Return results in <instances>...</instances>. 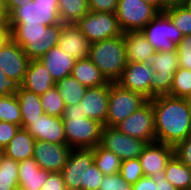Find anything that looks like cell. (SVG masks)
I'll return each mask as SVG.
<instances>
[{"mask_svg":"<svg viewBox=\"0 0 191 190\" xmlns=\"http://www.w3.org/2000/svg\"><path fill=\"white\" fill-rule=\"evenodd\" d=\"M150 101L157 142L174 147L191 134V109L186 98L163 95Z\"/></svg>","mask_w":191,"mask_h":190,"instance_id":"cell-1","label":"cell"},{"mask_svg":"<svg viewBox=\"0 0 191 190\" xmlns=\"http://www.w3.org/2000/svg\"><path fill=\"white\" fill-rule=\"evenodd\" d=\"M66 190H98L103 173L94 163L93 149H72L61 170Z\"/></svg>","mask_w":191,"mask_h":190,"instance_id":"cell-2","label":"cell"},{"mask_svg":"<svg viewBox=\"0 0 191 190\" xmlns=\"http://www.w3.org/2000/svg\"><path fill=\"white\" fill-rule=\"evenodd\" d=\"M62 120L66 144L72 149H92L99 145L104 125L87 118L79 104L65 107Z\"/></svg>","mask_w":191,"mask_h":190,"instance_id":"cell-3","label":"cell"},{"mask_svg":"<svg viewBox=\"0 0 191 190\" xmlns=\"http://www.w3.org/2000/svg\"><path fill=\"white\" fill-rule=\"evenodd\" d=\"M88 58L109 82H116L127 64L124 36L91 43Z\"/></svg>","mask_w":191,"mask_h":190,"instance_id":"cell-4","label":"cell"},{"mask_svg":"<svg viewBox=\"0 0 191 190\" xmlns=\"http://www.w3.org/2000/svg\"><path fill=\"white\" fill-rule=\"evenodd\" d=\"M148 101L142 94L110 82L106 126L115 127Z\"/></svg>","mask_w":191,"mask_h":190,"instance_id":"cell-5","label":"cell"},{"mask_svg":"<svg viewBox=\"0 0 191 190\" xmlns=\"http://www.w3.org/2000/svg\"><path fill=\"white\" fill-rule=\"evenodd\" d=\"M147 63L155 71L150 81V99L169 95L175 71L179 68L178 51H156Z\"/></svg>","mask_w":191,"mask_h":190,"instance_id":"cell-6","label":"cell"},{"mask_svg":"<svg viewBox=\"0 0 191 190\" xmlns=\"http://www.w3.org/2000/svg\"><path fill=\"white\" fill-rule=\"evenodd\" d=\"M8 21L9 24H59L58 0H33L25 3L8 16Z\"/></svg>","mask_w":191,"mask_h":190,"instance_id":"cell-7","label":"cell"},{"mask_svg":"<svg viewBox=\"0 0 191 190\" xmlns=\"http://www.w3.org/2000/svg\"><path fill=\"white\" fill-rule=\"evenodd\" d=\"M140 32L155 51L159 52L177 51V44L183 38L179 29L164 12H159Z\"/></svg>","mask_w":191,"mask_h":190,"instance_id":"cell-8","label":"cell"},{"mask_svg":"<svg viewBox=\"0 0 191 190\" xmlns=\"http://www.w3.org/2000/svg\"><path fill=\"white\" fill-rule=\"evenodd\" d=\"M159 11L142 0H118L115 12L123 32L141 31Z\"/></svg>","mask_w":191,"mask_h":190,"instance_id":"cell-9","label":"cell"},{"mask_svg":"<svg viewBox=\"0 0 191 190\" xmlns=\"http://www.w3.org/2000/svg\"><path fill=\"white\" fill-rule=\"evenodd\" d=\"M75 25L90 43L123 35L115 13L89 11Z\"/></svg>","mask_w":191,"mask_h":190,"instance_id":"cell-10","label":"cell"},{"mask_svg":"<svg viewBox=\"0 0 191 190\" xmlns=\"http://www.w3.org/2000/svg\"><path fill=\"white\" fill-rule=\"evenodd\" d=\"M148 143L120 132L116 127L103 126L99 146L115 153L122 161L138 158Z\"/></svg>","mask_w":191,"mask_h":190,"instance_id":"cell-11","label":"cell"},{"mask_svg":"<svg viewBox=\"0 0 191 190\" xmlns=\"http://www.w3.org/2000/svg\"><path fill=\"white\" fill-rule=\"evenodd\" d=\"M120 132L147 143L156 142L154 111L148 100L127 119L115 126Z\"/></svg>","mask_w":191,"mask_h":190,"instance_id":"cell-12","label":"cell"},{"mask_svg":"<svg viewBox=\"0 0 191 190\" xmlns=\"http://www.w3.org/2000/svg\"><path fill=\"white\" fill-rule=\"evenodd\" d=\"M21 128L30 133L35 140L66 144L64 124L60 117L44 114L36 120H22Z\"/></svg>","mask_w":191,"mask_h":190,"instance_id":"cell-13","label":"cell"},{"mask_svg":"<svg viewBox=\"0 0 191 190\" xmlns=\"http://www.w3.org/2000/svg\"><path fill=\"white\" fill-rule=\"evenodd\" d=\"M72 148L67 144H56L36 140L33 158L43 170L61 172L68 160Z\"/></svg>","mask_w":191,"mask_h":190,"instance_id":"cell-14","label":"cell"},{"mask_svg":"<svg viewBox=\"0 0 191 190\" xmlns=\"http://www.w3.org/2000/svg\"><path fill=\"white\" fill-rule=\"evenodd\" d=\"M154 73L152 66L147 62L127 63L116 83L125 89L138 92L150 100V81Z\"/></svg>","mask_w":191,"mask_h":190,"instance_id":"cell-15","label":"cell"},{"mask_svg":"<svg viewBox=\"0 0 191 190\" xmlns=\"http://www.w3.org/2000/svg\"><path fill=\"white\" fill-rule=\"evenodd\" d=\"M30 59L23 49L11 38L0 49V68L8 78H14L20 84L24 80Z\"/></svg>","mask_w":191,"mask_h":190,"instance_id":"cell-16","label":"cell"},{"mask_svg":"<svg viewBox=\"0 0 191 190\" xmlns=\"http://www.w3.org/2000/svg\"><path fill=\"white\" fill-rule=\"evenodd\" d=\"M110 83L99 87L87 88L79 105L87 118L96 120L106 126Z\"/></svg>","mask_w":191,"mask_h":190,"instance_id":"cell-17","label":"cell"},{"mask_svg":"<svg viewBox=\"0 0 191 190\" xmlns=\"http://www.w3.org/2000/svg\"><path fill=\"white\" fill-rule=\"evenodd\" d=\"M174 155V147L161 142L148 143L138 159L140 160L144 176L163 172L167 162Z\"/></svg>","mask_w":191,"mask_h":190,"instance_id":"cell-18","label":"cell"},{"mask_svg":"<svg viewBox=\"0 0 191 190\" xmlns=\"http://www.w3.org/2000/svg\"><path fill=\"white\" fill-rule=\"evenodd\" d=\"M91 43L75 24H63L60 31L58 47L75 60L89 56Z\"/></svg>","mask_w":191,"mask_h":190,"instance_id":"cell-19","label":"cell"},{"mask_svg":"<svg viewBox=\"0 0 191 190\" xmlns=\"http://www.w3.org/2000/svg\"><path fill=\"white\" fill-rule=\"evenodd\" d=\"M62 23L48 26L42 36L27 37V41H15L30 60H39L52 47L58 46Z\"/></svg>","mask_w":191,"mask_h":190,"instance_id":"cell-20","label":"cell"},{"mask_svg":"<svg viewBox=\"0 0 191 190\" xmlns=\"http://www.w3.org/2000/svg\"><path fill=\"white\" fill-rule=\"evenodd\" d=\"M55 85L51 74L39 60L29 61L24 80L20 84L23 89L42 95Z\"/></svg>","mask_w":191,"mask_h":190,"instance_id":"cell-21","label":"cell"},{"mask_svg":"<svg viewBox=\"0 0 191 190\" xmlns=\"http://www.w3.org/2000/svg\"><path fill=\"white\" fill-rule=\"evenodd\" d=\"M39 61L47 68L55 82L71 75L76 60L58 46L52 47Z\"/></svg>","mask_w":191,"mask_h":190,"instance_id":"cell-22","label":"cell"},{"mask_svg":"<svg viewBox=\"0 0 191 190\" xmlns=\"http://www.w3.org/2000/svg\"><path fill=\"white\" fill-rule=\"evenodd\" d=\"M50 173L41 169L33 157L25 159L18 164V188L41 190Z\"/></svg>","mask_w":191,"mask_h":190,"instance_id":"cell-23","label":"cell"},{"mask_svg":"<svg viewBox=\"0 0 191 190\" xmlns=\"http://www.w3.org/2000/svg\"><path fill=\"white\" fill-rule=\"evenodd\" d=\"M127 63H143L156 52L140 31L123 32Z\"/></svg>","mask_w":191,"mask_h":190,"instance_id":"cell-24","label":"cell"},{"mask_svg":"<svg viewBox=\"0 0 191 190\" xmlns=\"http://www.w3.org/2000/svg\"><path fill=\"white\" fill-rule=\"evenodd\" d=\"M35 138L25 129L20 128L8 145L1 151L17 162L33 157Z\"/></svg>","mask_w":191,"mask_h":190,"instance_id":"cell-25","label":"cell"},{"mask_svg":"<svg viewBox=\"0 0 191 190\" xmlns=\"http://www.w3.org/2000/svg\"><path fill=\"white\" fill-rule=\"evenodd\" d=\"M71 76L87 88L110 83L89 58L76 60Z\"/></svg>","mask_w":191,"mask_h":190,"instance_id":"cell-26","label":"cell"},{"mask_svg":"<svg viewBox=\"0 0 191 190\" xmlns=\"http://www.w3.org/2000/svg\"><path fill=\"white\" fill-rule=\"evenodd\" d=\"M165 179L179 190H191L190 167L183 164L175 155L167 162Z\"/></svg>","mask_w":191,"mask_h":190,"instance_id":"cell-27","label":"cell"},{"mask_svg":"<svg viewBox=\"0 0 191 190\" xmlns=\"http://www.w3.org/2000/svg\"><path fill=\"white\" fill-rule=\"evenodd\" d=\"M16 96L19 101L22 120H36L45 114L40 95L23 89L20 86Z\"/></svg>","mask_w":191,"mask_h":190,"instance_id":"cell-28","label":"cell"},{"mask_svg":"<svg viewBox=\"0 0 191 190\" xmlns=\"http://www.w3.org/2000/svg\"><path fill=\"white\" fill-rule=\"evenodd\" d=\"M88 12V0H58L59 19L63 24H75Z\"/></svg>","mask_w":191,"mask_h":190,"instance_id":"cell-29","label":"cell"},{"mask_svg":"<svg viewBox=\"0 0 191 190\" xmlns=\"http://www.w3.org/2000/svg\"><path fill=\"white\" fill-rule=\"evenodd\" d=\"M55 86L63 99L65 107L79 104L87 89L71 75L56 82Z\"/></svg>","mask_w":191,"mask_h":190,"instance_id":"cell-30","label":"cell"},{"mask_svg":"<svg viewBox=\"0 0 191 190\" xmlns=\"http://www.w3.org/2000/svg\"><path fill=\"white\" fill-rule=\"evenodd\" d=\"M93 149L94 163L103 175L120 173L122 160L112 151L97 145Z\"/></svg>","mask_w":191,"mask_h":190,"instance_id":"cell-31","label":"cell"},{"mask_svg":"<svg viewBox=\"0 0 191 190\" xmlns=\"http://www.w3.org/2000/svg\"><path fill=\"white\" fill-rule=\"evenodd\" d=\"M19 162L0 152V190H15L18 188Z\"/></svg>","mask_w":191,"mask_h":190,"instance_id":"cell-32","label":"cell"},{"mask_svg":"<svg viewBox=\"0 0 191 190\" xmlns=\"http://www.w3.org/2000/svg\"><path fill=\"white\" fill-rule=\"evenodd\" d=\"M0 121L22 126L21 111L16 94L0 97Z\"/></svg>","mask_w":191,"mask_h":190,"instance_id":"cell-33","label":"cell"},{"mask_svg":"<svg viewBox=\"0 0 191 190\" xmlns=\"http://www.w3.org/2000/svg\"><path fill=\"white\" fill-rule=\"evenodd\" d=\"M40 100L45 114L62 118L65 104L56 86L40 95Z\"/></svg>","mask_w":191,"mask_h":190,"instance_id":"cell-34","label":"cell"},{"mask_svg":"<svg viewBox=\"0 0 191 190\" xmlns=\"http://www.w3.org/2000/svg\"><path fill=\"white\" fill-rule=\"evenodd\" d=\"M169 95L180 98H187L191 95V70L179 67L175 71Z\"/></svg>","mask_w":191,"mask_h":190,"instance_id":"cell-35","label":"cell"},{"mask_svg":"<svg viewBox=\"0 0 191 190\" xmlns=\"http://www.w3.org/2000/svg\"><path fill=\"white\" fill-rule=\"evenodd\" d=\"M164 13L175 24L183 36L191 35V12L184 6L171 7Z\"/></svg>","mask_w":191,"mask_h":190,"instance_id":"cell-36","label":"cell"},{"mask_svg":"<svg viewBox=\"0 0 191 190\" xmlns=\"http://www.w3.org/2000/svg\"><path fill=\"white\" fill-rule=\"evenodd\" d=\"M14 41H27V37L42 36L48 26L44 24H9Z\"/></svg>","mask_w":191,"mask_h":190,"instance_id":"cell-37","label":"cell"},{"mask_svg":"<svg viewBox=\"0 0 191 190\" xmlns=\"http://www.w3.org/2000/svg\"><path fill=\"white\" fill-rule=\"evenodd\" d=\"M120 175L128 183L132 185L135 184L144 176L140 160L138 158H133L122 161Z\"/></svg>","mask_w":191,"mask_h":190,"instance_id":"cell-38","label":"cell"},{"mask_svg":"<svg viewBox=\"0 0 191 190\" xmlns=\"http://www.w3.org/2000/svg\"><path fill=\"white\" fill-rule=\"evenodd\" d=\"M98 190H132V184L125 181L120 173L104 175Z\"/></svg>","mask_w":191,"mask_h":190,"instance_id":"cell-39","label":"cell"},{"mask_svg":"<svg viewBox=\"0 0 191 190\" xmlns=\"http://www.w3.org/2000/svg\"><path fill=\"white\" fill-rule=\"evenodd\" d=\"M179 67L191 70V35L183 36L177 44Z\"/></svg>","mask_w":191,"mask_h":190,"instance_id":"cell-40","label":"cell"},{"mask_svg":"<svg viewBox=\"0 0 191 190\" xmlns=\"http://www.w3.org/2000/svg\"><path fill=\"white\" fill-rule=\"evenodd\" d=\"M174 155L191 168V134L174 146Z\"/></svg>","mask_w":191,"mask_h":190,"instance_id":"cell-41","label":"cell"},{"mask_svg":"<svg viewBox=\"0 0 191 190\" xmlns=\"http://www.w3.org/2000/svg\"><path fill=\"white\" fill-rule=\"evenodd\" d=\"M20 128L16 124L0 121V152L8 145Z\"/></svg>","mask_w":191,"mask_h":190,"instance_id":"cell-42","label":"cell"},{"mask_svg":"<svg viewBox=\"0 0 191 190\" xmlns=\"http://www.w3.org/2000/svg\"><path fill=\"white\" fill-rule=\"evenodd\" d=\"M20 83L14 78H8L0 68V97L16 94Z\"/></svg>","mask_w":191,"mask_h":190,"instance_id":"cell-43","label":"cell"},{"mask_svg":"<svg viewBox=\"0 0 191 190\" xmlns=\"http://www.w3.org/2000/svg\"><path fill=\"white\" fill-rule=\"evenodd\" d=\"M89 11L115 13L118 0H88Z\"/></svg>","mask_w":191,"mask_h":190,"instance_id":"cell-44","label":"cell"},{"mask_svg":"<svg viewBox=\"0 0 191 190\" xmlns=\"http://www.w3.org/2000/svg\"><path fill=\"white\" fill-rule=\"evenodd\" d=\"M41 190H66L61 172H51Z\"/></svg>","mask_w":191,"mask_h":190,"instance_id":"cell-45","label":"cell"},{"mask_svg":"<svg viewBox=\"0 0 191 190\" xmlns=\"http://www.w3.org/2000/svg\"><path fill=\"white\" fill-rule=\"evenodd\" d=\"M150 177L156 183L157 190H179V189L175 188L172 184H170L165 179L164 171L163 172L154 173Z\"/></svg>","mask_w":191,"mask_h":190,"instance_id":"cell-46","label":"cell"},{"mask_svg":"<svg viewBox=\"0 0 191 190\" xmlns=\"http://www.w3.org/2000/svg\"><path fill=\"white\" fill-rule=\"evenodd\" d=\"M132 190H157V188L156 183L150 176H143L132 185Z\"/></svg>","mask_w":191,"mask_h":190,"instance_id":"cell-47","label":"cell"},{"mask_svg":"<svg viewBox=\"0 0 191 190\" xmlns=\"http://www.w3.org/2000/svg\"><path fill=\"white\" fill-rule=\"evenodd\" d=\"M12 38L9 21H0V49Z\"/></svg>","mask_w":191,"mask_h":190,"instance_id":"cell-48","label":"cell"},{"mask_svg":"<svg viewBox=\"0 0 191 190\" xmlns=\"http://www.w3.org/2000/svg\"><path fill=\"white\" fill-rule=\"evenodd\" d=\"M33 0H8L5 3V10L9 16L16 8L24 5L25 3L31 2Z\"/></svg>","mask_w":191,"mask_h":190,"instance_id":"cell-49","label":"cell"},{"mask_svg":"<svg viewBox=\"0 0 191 190\" xmlns=\"http://www.w3.org/2000/svg\"><path fill=\"white\" fill-rule=\"evenodd\" d=\"M187 0H164V11L171 7L184 6Z\"/></svg>","mask_w":191,"mask_h":190,"instance_id":"cell-50","label":"cell"},{"mask_svg":"<svg viewBox=\"0 0 191 190\" xmlns=\"http://www.w3.org/2000/svg\"><path fill=\"white\" fill-rule=\"evenodd\" d=\"M142 1L151 4L159 12H164V0H142Z\"/></svg>","mask_w":191,"mask_h":190,"instance_id":"cell-51","label":"cell"},{"mask_svg":"<svg viewBox=\"0 0 191 190\" xmlns=\"http://www.w3.org/2000/svg\"><path fill=\"white\" fill-rule=\"evenodd\" d=\"M0 21H8V15L5 10V4L0 1Z\"/></svg>","mask_w":191,"mask_h":190,"instance_id":"cell-52","label":"cell"},{"mask_svg":"<svg viewBox=\"0 0 191 190\" xmlns=\"http://www.w3.org/2000/svg\"><path fill=\"white\" fill-rule=\"evenodd\" d=\"M184 7H186L191 12V0H187L184 4Z\"/></svg>","mask_w":191,"mask_h":190,"instance_id":"cell-53","label":"cell"},{"mask_svg":"<svg viewBox=\"0 0 191 190\" xmlns=\"http://www.w3.org/2000/svg\"><path fill=\"white\" fill-rule=\"evenodd\" d=\"M186 99L189 104V108L191 109V95H189Z\"/></svg>","mask_w":191,"mask_h":190,"instance_id":"cell-54","label":"cell"},{"mask_svg":"<svg viewBox=\"0 0 191 190\" xmlns=\"http://www.w3.org/2000/svg\"><path fill=\"white\" fill-rule=\"evenodd\" d=\"M1 2H3L4 4L8 1V0H0Z\"/></svg>","mask_w":191,"mask_h":190,"instance_id":"cell-55","label":"cell"}]
</instances>
